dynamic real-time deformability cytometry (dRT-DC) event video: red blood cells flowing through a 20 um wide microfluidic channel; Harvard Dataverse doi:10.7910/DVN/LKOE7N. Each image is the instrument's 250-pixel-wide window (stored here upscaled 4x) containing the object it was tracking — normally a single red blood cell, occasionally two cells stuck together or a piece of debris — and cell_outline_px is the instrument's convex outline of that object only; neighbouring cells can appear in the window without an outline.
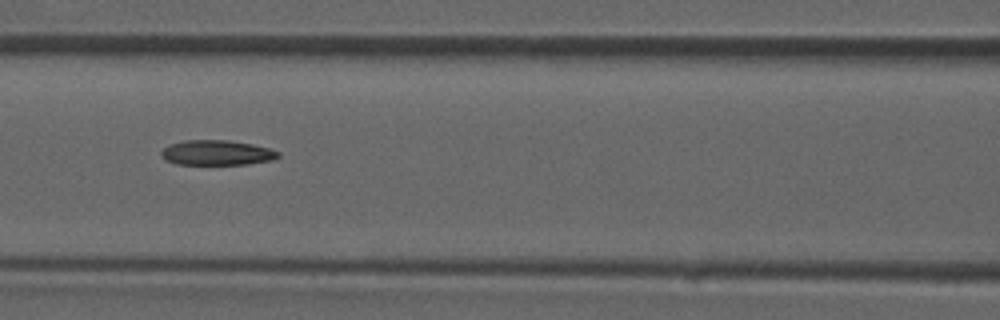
{"species": "common noctule bat (a hibernating species)", "species_latin": "Nyctalus noctula", "temperature_condition": "room temperature", "stored_images_in_passage": 46, "camera_frame_rate_fps": 3000, "um_per_image_px": 0.085, "animal": {"sex": "male", "forearm_length_mm": 52.5}, "frame": {"image": 1, "passage_image": 20, "time_ms": 6.333, "image_size_px": [1000, 320], "cell_outline_px": [[280, 156], [272, 160], [248, 164], [176, 164], [164, 160], [160, 156], [160, 152], [164, 148], [172, 144], [184, 140], [228, 140], [252, 144], [268, 148], [280, 152]], "centroid_in_image_um": [18.42, 12.98], "position_along_channel_um": 148.2, "area_um2": 17.05}}